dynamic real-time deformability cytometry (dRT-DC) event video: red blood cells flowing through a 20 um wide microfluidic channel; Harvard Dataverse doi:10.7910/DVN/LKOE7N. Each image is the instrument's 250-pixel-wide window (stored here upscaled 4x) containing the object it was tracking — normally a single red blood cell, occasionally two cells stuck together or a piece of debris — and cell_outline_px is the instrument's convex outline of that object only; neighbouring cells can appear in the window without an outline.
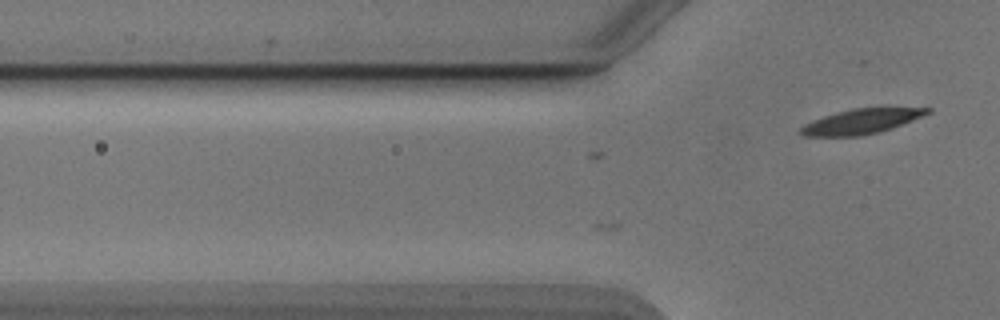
{"species": "Egyptian fruit bat (a non-hibernating species)", "species_latin": "Rousettus aegyptiacus", "temperature_condition": "cold", "stored_images_in_passage": 5, "camera_frame_rate_fps": 3000, "um_per_image_px": 0.085, "animal": {"sex": "male"}, "frame": {"image": 1, "passage_image": 5, "time_ms": 1.333, "image_size_px": [1000, 320], "cell_outline_px": [[932, 112], [912, 120], [880, 132], [860, 136], [804, 136], [796, 132], [804, 124], [824, 116], [836, 112], [852, 108], [932, 108]], "centroid_in_image_um": [73.16, 10.33], "position_along_channel_um": 52.6, "area_um2": 18.26}}